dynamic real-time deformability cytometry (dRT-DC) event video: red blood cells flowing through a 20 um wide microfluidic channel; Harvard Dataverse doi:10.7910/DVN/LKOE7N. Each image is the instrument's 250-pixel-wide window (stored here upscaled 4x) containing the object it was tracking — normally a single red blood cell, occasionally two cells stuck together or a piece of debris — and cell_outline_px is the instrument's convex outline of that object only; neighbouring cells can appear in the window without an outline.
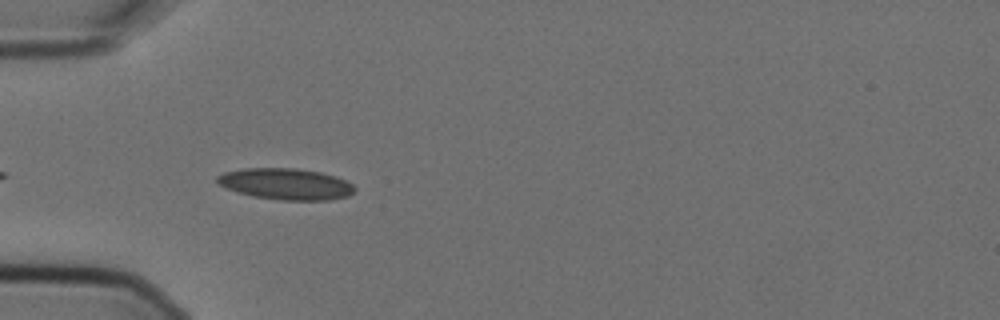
{"species": "Egyptian fruit bat (a non-hibernating species)", "species_latin": "Rousettus aegyptiacus", "temperature_condition": "cold", "stored_images_in_passage": 8, "camera_frame_rate_fps": 3000, "um_per_image_px": 0.085, "animal": {"sex": "female"}, "frame": {"image": 1, "passage_image": 4, "time_ms": 1.0, "image_size_px": [1000, 320], "cell_outline_px": [[356, 188], [348, 196], [328, 200], [280, 200], [252, 196], [236, 192], [216, 184], [216, 176], [224, 172], [244, 168], [296, 168], [320, 172], [336, 176], [352, 184]], "centroid_in_image_um": [24.25, 15.63], "position_along_channel_um": 60.8, "area_um2": 25.2}}
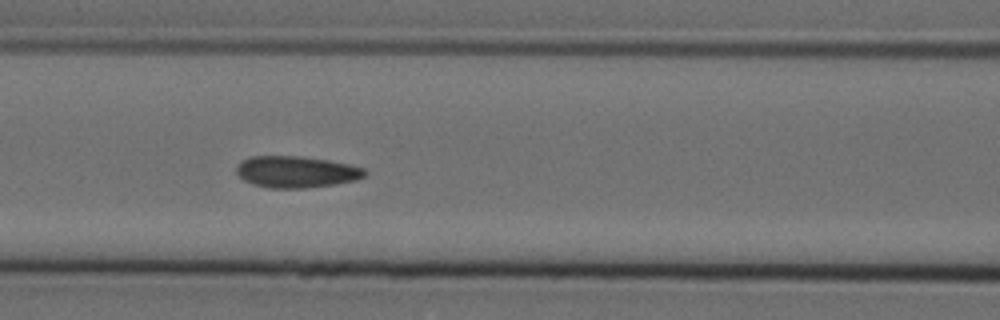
{"frame": {"image": 2, "passage_image": 6, "time_ms": 1.667, "image_size_px": [1000, 320], "cell_outline_px": [[368, 172], [364, 176], [356, 180], [336, 184], [304, 188], [268, 188], [252, 184], [244, 180], [236, 172], [236, 164], [252, 156], [300, 156], [328, 160], [348, 164], [364, 168]], "centroid_in_image_um": [25.18, 14.61], "position_along_channel_um": 141.4, "area_um2": 23.64}}
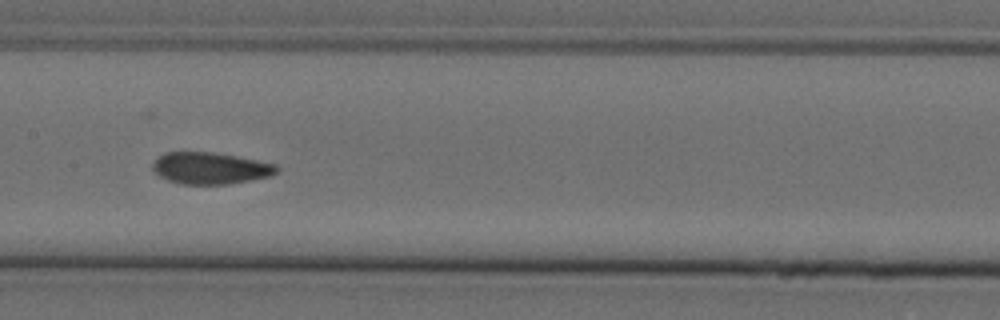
{"frame": {"image": 3, "passage_image": 7, "time_ms": 2.0, "image_size_px": [1000, 320], "cell_outline_px": [[280, 168], [272, 176], [228, 184], [180, 184], [168, 180], [160, 176], [152, 168], [152, 164], [164, 152], [212, 152], [236, 156], [276, 164]], "centroid_in_image_um": [17.89, 14.3], "position_along_channel_um": 189.5, "area_um2": 22.83}}